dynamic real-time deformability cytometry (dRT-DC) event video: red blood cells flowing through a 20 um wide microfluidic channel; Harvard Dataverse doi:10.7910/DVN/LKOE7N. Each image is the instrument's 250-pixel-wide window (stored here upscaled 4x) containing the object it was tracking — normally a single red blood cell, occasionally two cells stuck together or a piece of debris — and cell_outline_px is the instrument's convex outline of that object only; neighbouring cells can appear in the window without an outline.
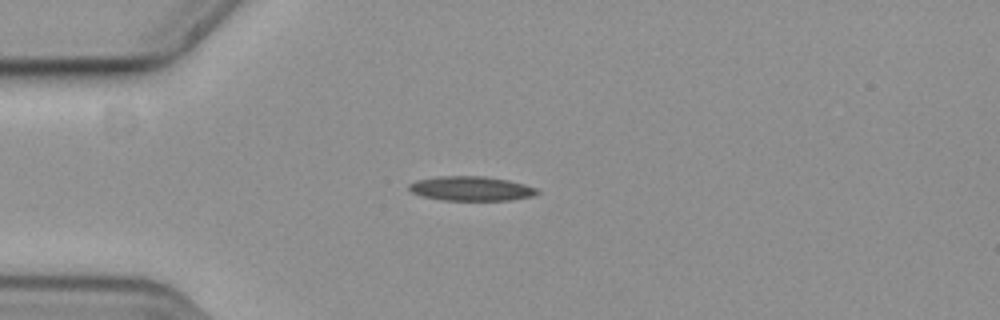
{"species": "common noctule bat (a hibernating species)", "species_latin": "Nyctalus noctula", "temperature_condition": "cold", "stored_images_in_passage": 43, "camera_frame_rate_fps": 3000, "um_per_image_px": 0.085, "animal": {"sex": "female", "body_mass_g": 19.3, "forearm_length_mm": 54.1}, "frame": {"image": 1, "passage_image": 1, "time_ms": 0.0, "image_size_px": [1000, 320], "cell_outline_px": [[540, 192], [532, 196], [512, 200], [440, 200], [420, 196], [412, 192], [408, 188], [408, 184], [416, 180], [440, 176], [484, 176], [508, 180], [524, 184], [536, 188]], "centroid_in_image_um": [40.02, 16.03], "position_along_channel_um": 45.0, "area_um2": 18.32}}
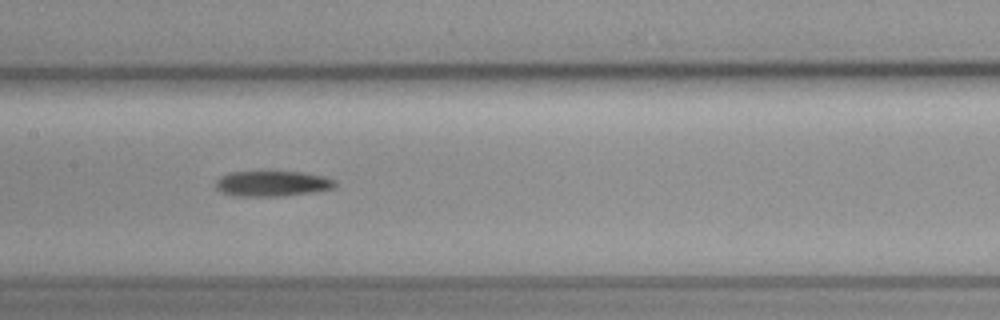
{"frame": {"image": 2, "passage_image": 14, "time_ms": 4.333, "image_size_px": [1000, 320], "cell_outline_px": [[336, 184], [332, 188], [316, 192], [280, 196], [232, 196], [216, 188], [216, 180], [220, 176], [232, 172], [300, 172], [324, 176], [336, 180]], "centroid_in_image_um": [23.16, 15.61], "position_along_channel_um": 184.2, "area_um2": 17.63}}
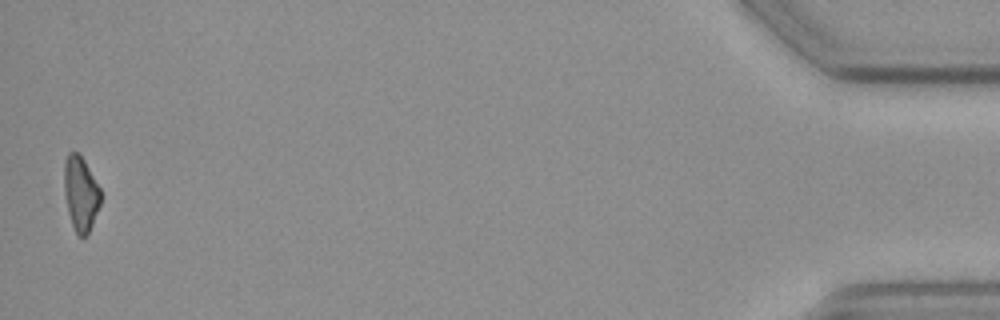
{"frame": {"image": 3, "passage_image": 42, "time_ms": 13.667, "image_size_px": [1000, 320], "cell_outline_px": [[100, 204], [92, 224], [88, 232], [84, 236], [80, 236], [76, 232], [72, 224], [68, 212], [64, 192], [64, 160], [68, 152], [76, 152], [84, 160], [100, 188]], "centroid_in_image_um": [6.84, 16.42], "position_along_channel_um": 428.4, "area_um2": 15.61}}